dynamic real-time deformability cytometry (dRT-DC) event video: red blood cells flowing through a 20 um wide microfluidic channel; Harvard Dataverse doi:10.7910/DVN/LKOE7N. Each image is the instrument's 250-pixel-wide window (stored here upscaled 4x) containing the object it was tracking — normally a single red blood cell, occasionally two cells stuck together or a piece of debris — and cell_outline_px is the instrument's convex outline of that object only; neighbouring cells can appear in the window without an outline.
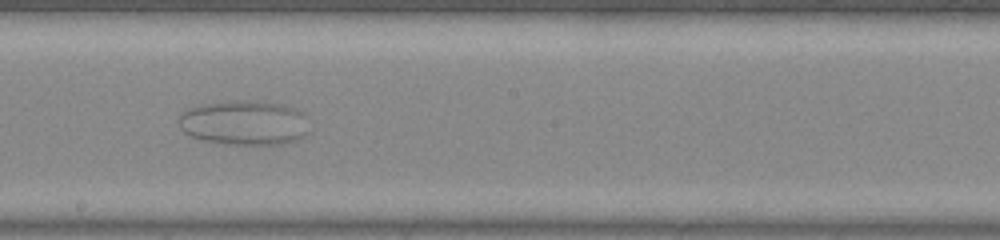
{"species": "common noctule bat (a hibernating species)", "species_latin": "Nyctalus noctula", "temperature_condition": "warm", "stored_images_in_passage": 50, "camera_frame_rate_fps": 3000, "um_per_image_px": 0.085, "animal": {"sex": "male", "body_mass_g": 20.0, "forearm_length_mm": 53.3}, "frame": {"image": 1, "passage_image": 28, "time_ms": 9.0, "image_size_px": [1000, 240], "cell_outline_px": [[308, 132], [304, 136], [296, 140], [284, 144], [224, 144], [200, 140], [184, 132], [180, 128], [180, 112], [188, 108], [200, 104], [236, 100], [244, 100], [284, 104], [296, 108], [304, 112]], "centroid_in_image_um": [20.76, 10.43], "position_along_channel_um": 227.4, "area_um2": 34.28}}